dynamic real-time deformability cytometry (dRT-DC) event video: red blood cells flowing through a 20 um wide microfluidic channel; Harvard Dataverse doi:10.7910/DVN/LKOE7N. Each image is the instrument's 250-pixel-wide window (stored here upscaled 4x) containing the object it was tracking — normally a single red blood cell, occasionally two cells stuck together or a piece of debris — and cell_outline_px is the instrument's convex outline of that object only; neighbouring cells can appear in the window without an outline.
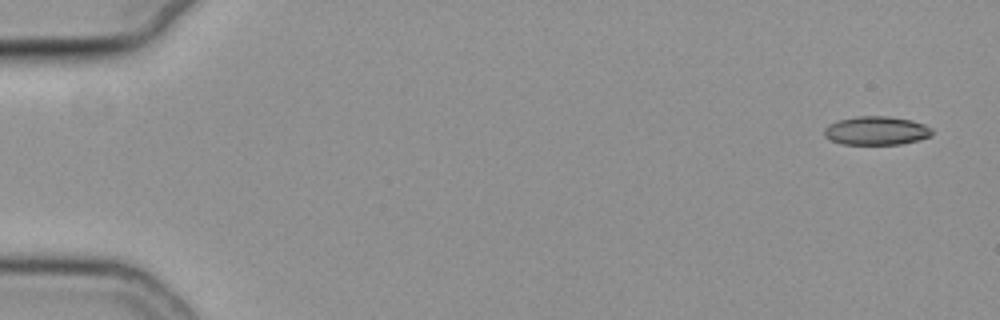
{"species": "common noctule bat (a hibernating species)", "species_latin": "Nyctalus noctula", "temperature_condition": "cold", "stored_images_in_passage": 15, "camera_frame_rate_fps": 3000, "um_per_image_px": 0.085, "animal": {"sex": "female", "body_mass_g": 19.3, "forearm_length_mm": 54.1}, "frame": {"image": 1, "passage_image": 1, "time_ms": 0.0, "image_size_px": [1000, 320], "cell_outline_px": [[932, 136], [920, 140], [900, 144], [840, 144], [824, 136], [824, 128], [828, 124], [836, 120], [856, 116], [888, 116], [912, 120], [924, 124], [932, 128]], "centroid_in_image_um": [74.49, 11.1], "position_along_channel_um": 10.5, "area_um2": 18.21}}
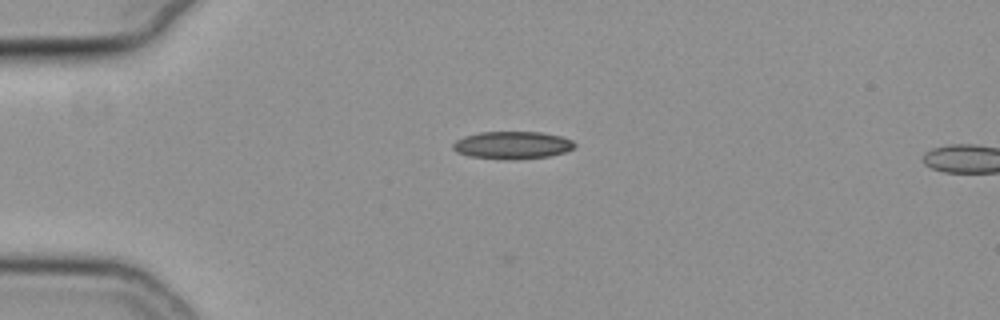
{"frame": {"image": 2, "passage_image": 13, "time_ms": 4.0, "image_size_px": [1000, 320], "cell_outline_px": [[576, 144], [572, 148], [564, 152], [548, 156], [516, 160], [504, 160], [468, 156], [456, 152], [452, 148], [452, 144], [456, 140], [464, 136], [480, 132], [544, 132], [560, 136], [572, 140]], "centroid_in_image_um": [43.51, 12.34], "position_along_channel_um": 41.5, "area_um2": 19.71}}